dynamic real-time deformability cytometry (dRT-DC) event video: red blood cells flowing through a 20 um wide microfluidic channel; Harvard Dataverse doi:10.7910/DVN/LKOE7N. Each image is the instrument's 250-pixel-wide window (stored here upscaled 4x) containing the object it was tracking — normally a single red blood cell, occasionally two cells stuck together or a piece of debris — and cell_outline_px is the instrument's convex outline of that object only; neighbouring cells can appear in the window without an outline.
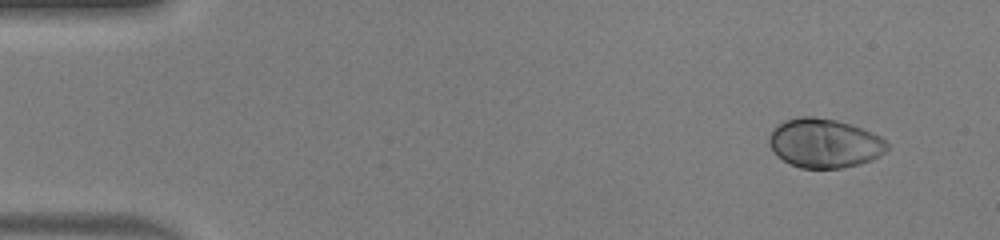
{"species": "human", "species_latin": "Homo sapiens", "temperature_condition": "warm", "stored_images_in_passage": 46, "camera_frame_rate_fps": 3000, "um_per_image_px": 0.085, "donor": {"sex": "male"}, "frame": {"image": 1, "passage_image": 1, "time_ms": 0.0, "image_size_px": [1000, 240], "cell_outline_px": [[888, 148], [880, 156], [872, 160], [860, 164], [840, 168], [800, 168], [784, 160], [772, 148], [768, 140], [768, 136], [772, 128], [776, 124], [784, 120], [796, 116], [812, 116], [836, 120], [872, 132], [880, 136], [888, 144]], "centroid_in_image_um": [70.06, 12.16], "position_along_channel_um": 14.9, "area_um2": 33.76}}
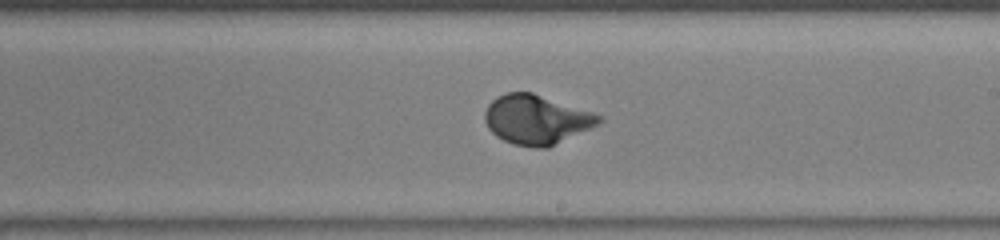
{"frame": {"image": 2, "passage_image": 26, "time_ms": 8.333, "image_size_px": [1000, 240], "cell_outline_px": [[604, 120], [600, 124], [548, 148], [536, 148], [512, 144], [496, 136], [488, 128], [484, 120], [484, 112], [488, 104], [496, 96], [508, 92], [532, 92], [604, 116]], "centroid_in_image_um": [45.6, 10.17], "position_along_channel_um": 243.4, "area_um2": 33.06}}
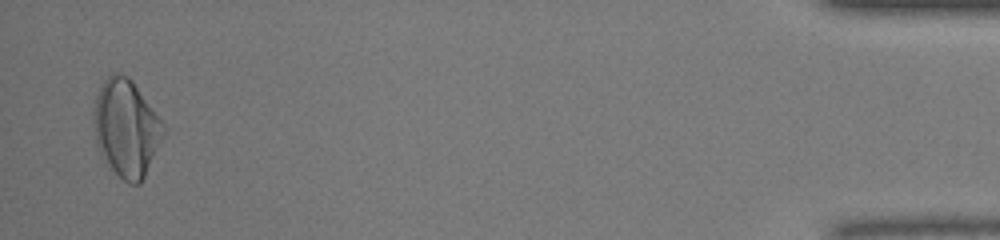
{"frame": {"image": 3, "passage_image": 45, "time_ms": 14.667, "image_size_px": [1000, 240], "cell_outline_px": [[168, 128], [140, 184], [132, 184], [124, 180], [112, 168], [100, 152], [96, 144], [92, 120], [96, 96], [100, 84], [112, 72], [128, 76], [132, 80]], "centroid_in_image_um": [10.74, 10.85], "position_along_channel_um": 424.5, "area_um2": 39.42}, "authors_computed_cell_mechanics": {"area_um2": 32.8304, "velocity_mm_per_s": 4.2, "shape_relaxation_time_tau1_ms": 2.5188, "shape_relaxation_time_tau2_ms": null, "deformation_change_tau1": 0.193, "deformation_change_tau2": null}}